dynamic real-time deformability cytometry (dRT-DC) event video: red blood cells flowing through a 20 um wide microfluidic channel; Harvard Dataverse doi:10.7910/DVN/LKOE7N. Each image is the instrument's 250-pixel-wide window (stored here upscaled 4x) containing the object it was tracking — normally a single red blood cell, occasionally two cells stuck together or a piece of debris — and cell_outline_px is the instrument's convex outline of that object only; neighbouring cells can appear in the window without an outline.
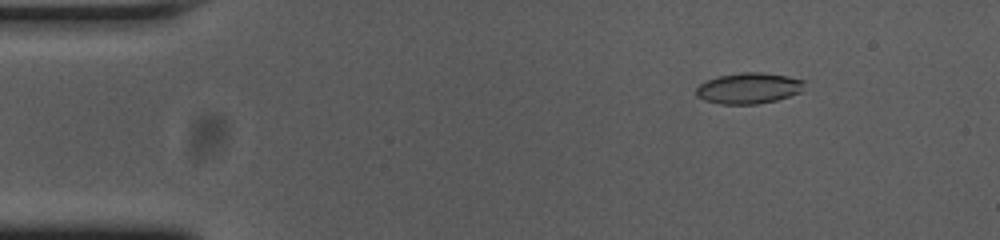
{"species": "common noctule bat (a hibernating species)", "species_latin": "Nyctalus noctula", "temperature_condition": "cold", "stored_images_in_passage": 54, "camera_frame_rate_fps": 3000, "um_per_image_px": 0.085, "animal": {"sex": "female", "body_mass_g": 23.0, "forearm_length_mm": 53.4}, "frame": {"image": 1, "passage_image": 7, "time_ms": 2.0, "image_size_px": [1000, 240], "cell_outline_px": [[808, 80], [800, 92], [776, 100], [756, 104], [720, 104], [704, 100], [696, 96], [696, 88], [700, 84], [708, 80], [720, 76], [740, 72], [760, 72], [788, 76]], "centroid_in_image_um": [63.66, 7.49], "position_along_channel_um": 21.3, "area_um2": 19.54}}
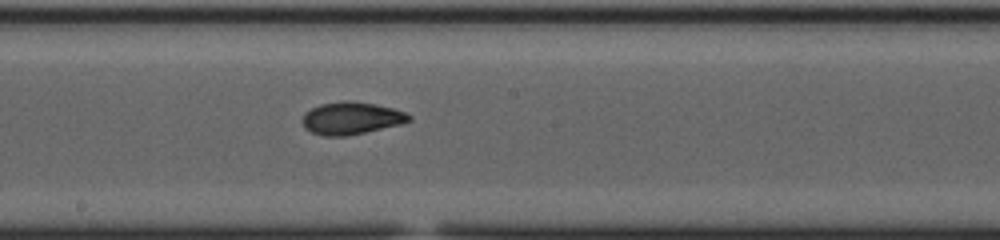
{"frame": {"image": 2, "passage_image": 29, "time_ms": 9.333, "image_size_px": [1000, 240], "cell_outline_px": [[412, 120], [400, 124], [364, 132], [344, 136], [324, 136], [312, 132], [304, 128], [304, 112], [320, 104], [344, 100], [348, 100], [376, 104], [392, 108], [404, 112], [412, 116]], "centroid_in_image_um": [29.86, 10.03], "position_along_channel_um": 218.3, "area_um2": 19.94}}
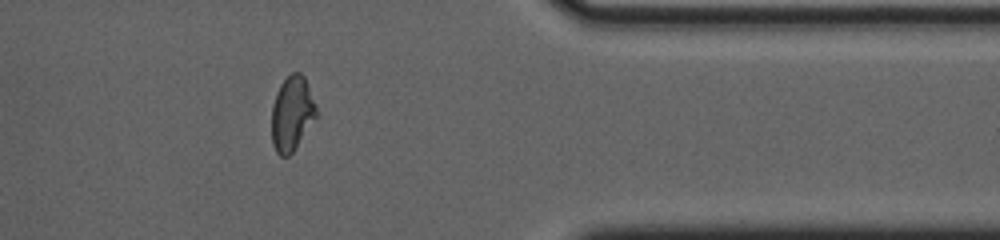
{"frame": {"image": 3, "passage_image": 44, "time_ms": 14.333, "image_size_px": [1000, 240], "cell_outline_px": [[316, 116], [292, 152], [288, 156], [280, 156], [276, 152], [272, 144], [272, 104], [276, 92], [280, 84], [292, 72], [300, 72], [304, 76], [316, 104]], "centroid_in_image_um": [24.79, 9.63], "position_along_channel_um": 386.6, "area_um2": 19.19}, "authors_computed_cell_mechanics": {"area_um2": 19.5075, "velocity_mm_per_s": 3.7494, "shape_relaxation_time_tau1_ms": 9.5788, "shape_relaxation_time_tau2_ms": 1.8459, "deformation_change_tau1": 0.2166, "deformation_change_tau2": 0.0638}}